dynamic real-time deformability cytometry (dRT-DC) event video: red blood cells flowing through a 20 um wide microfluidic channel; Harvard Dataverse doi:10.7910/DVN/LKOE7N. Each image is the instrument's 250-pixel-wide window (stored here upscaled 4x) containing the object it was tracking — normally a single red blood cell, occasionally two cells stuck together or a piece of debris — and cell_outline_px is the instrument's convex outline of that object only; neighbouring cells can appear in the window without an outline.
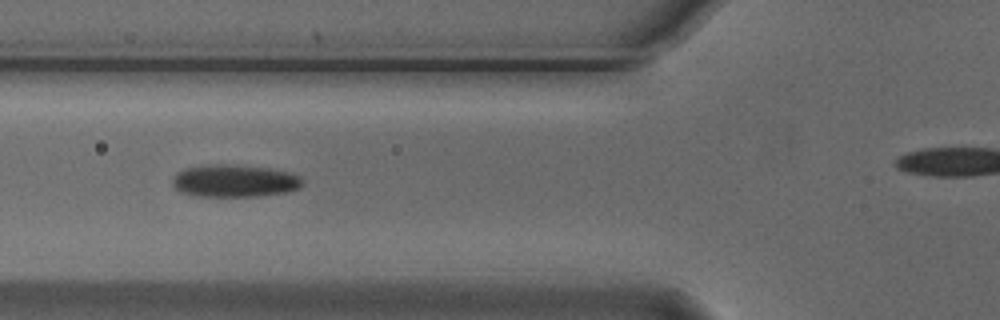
{"species": "Egyptian fruit bat (a non-hibernating species)", "species_latin": "Rousettus aegyptiacus", "temperature_condition": "cold", "stored_images_in_passage": 4, "camera_frame_rate_fps": 3000, "um_per_image_px": 0.085, "animal": {"sex": "male"}, "frame": {"image": 1, "passage_image": 2, "time_ms": 0.333, "image_size_px": [1000, 320], "cell_outline_px": [[304, 184], [300, 188], [284, 192], [260, 196], [196, 196], [180, 192], [172, 184], [172, 176], [176, 172], [184, 168], [204, 164], [228, 164], [268, 168], [288, 172], [300, 176], [304, 180]], "centroid_in_image_um": [19.9, 15.36], "position_along_channel_um": 105.9, "area_um2": 24.85}}
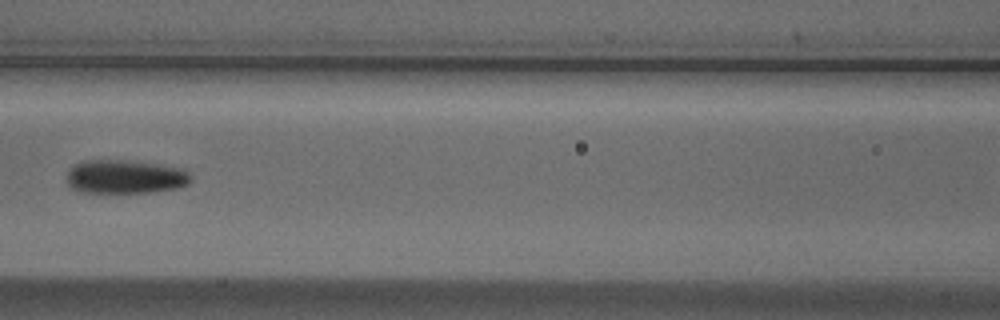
{"frame": {"image": 2, "passage_image": 3, "time_ms": 0.667, "image_size_px": [1000, 320], "cell_outline_px": [[192, 180], [188, 184], [180, 188], [152, 192], [84, 192], [68, 188], [68, 172], [76, 164], [84, 160], [124, 160], [160, 164], [184, 168], [192, 176]], "centroid_in_image_um": [10.7, 15.02], "position_along_channel_um": 155.9, "area_um2": 24.57}}
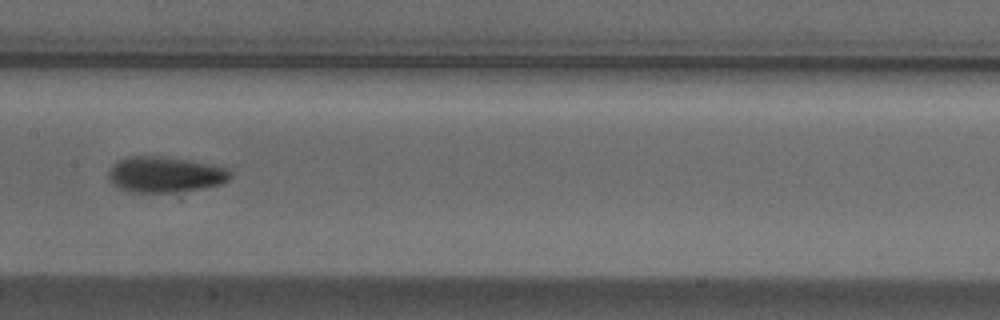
{"frame": {"image": 3, "passage_image": 4, "time_ms": 1.0, "image_size_px": [1000, 320], "cell_outline_px": [[232, 176], [228, 180], [220, 184], [200, 188], [172, 192], [132, 192], [116, 188], [108, 180], [108, 172], [112, 164], [116, 160], [128, 156], [160, 156], [192, 160], [212, 164], [228, 168], [232, 172]], "centroid_in_image_um": [13.99, 14.82], "position_along_channel_um": 193.4, "area_um2": 25.72}}